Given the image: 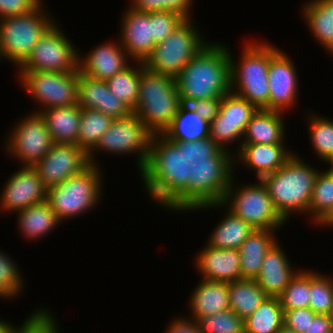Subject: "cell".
<instances>
[{
    "label": "cell",
    "instance_id": "obj_1",
    "mask_svg": "<svg viewBox=\"0 0 333 333\" xmlns=\"http://www.w3.org/2000/svg\"><path fill=\"white\" fill-rule=\"evenodd\" d=\"M136 157L141 182L151 202L164 201L178 183L162 168L157 153V138L135 113L114 119L101 136L94 149L88 154L89 163H97L96 154ZM96 153V154H95Z\"/></svg>",
    "mask_w": 333,
    "mask_h": 333
},
{
    "label": "cell",
    "instance_id": "obj_2",
    "mask_svg": "<svg viewBox=\"0 0 333 333\" xmlns=\"http://www.w3.org/2000/svg\"><path fill=\"white\" fill-rule=\"evenodd\" d=\"M209 133L210 122L181 104L157 138L161 166L178 184L199 181L209 172Z\"/></svg>",
    "mask_w": 333,
    "mask_h": 333
},
{
    "label": "cell",
    "instance_id": "obj_3",
    "mask_svg": "<svg viewBox=\"0 0 333 333\" xmlns=\"http://www.w3.org/2000/svg\"><path fill=\"white\" fill-rule=\"evenodd\" d=\"M235 175L221 166L207 172L199 182L225 208L254 229H282L287 221L275 209L263 182L258 179L253 183L243 182L240 185Z\"/></svg>",
    "mask_w": 333,
    "mask_h": 333
},
{
    "label": "cell",
    "instance_id": "obj_4",
    "mask_svg": "<svg viewBox=\"0 0 333 333\" xmlns=\"http://www.w3.org/2000/svg\"><path fill=\"white\" fill-rule=\"evenodd\" d=\"M155 204L164 207L163 210L178 213L224 208V216L206 240V244L213 248L239 249L255 230L249 223L225 208L199 181L178 184L164 201Z\"/></svg>",
    "mask_w": 333,
    "mask_h": 333
},
{
    "label": "cell",
    "instance_id": "obj_5",
    "mask_svg": "<svg viewBox=\"0 0 333 333\" xmlns=\"http://www.w3.org/2000/svg\"><path fill=\"white\" fill-rule=\"evenodd\" d=\"M175 79L182 104L222 98L231 91L229 47L225 42L209 40Z\"/></svg>",
    "mask_w": 333,
    "mask_h": 333
},
{
    "label": "cell",
    "instance_id": "obj_6",
    "mask_svg": "<svg viewBox=\"0 0 333 333\" xmlns=\"http://www.w3.org/2000/svg\"><path fill=\"white\" fill-rule=\"evenodd\" d=\"M319 169L295 153L274 173L260 180L266 186L275 209L287 221L300 214L308 216L309 204Z\"/></svg>",
    "mask_w": 333,
    "mask_h": 333
},
{
    "label": "cell",
    "instance_id": "obj_7",
    "mask_svg": "<svg viewBox=\"0 0 333 333\" xmlns=\"http://www.w3.org/2000/svg\"><path fill=\"white\" fill-rule=\"evenodd\" d=\"M238 61L229 47L230 90L258 109L269 110V42L245 41Z\"/></svg>",
    "mask_w": 333,
    "mask_h": 333
},
{
    "label": "cell",
    "instance_id": "obj_8",
    "mask_svg": "<svg viewBox=\"0 0 333 333\" xmlns=\"http://www.w3.org/2000/svg\"><path fill=\"white\" fill-rule=\"evenodd\" d=\"M257 110L254 104L231 91L222 97L217 116L210 122L209 171L229 161L233 156L231 144H238L234 149H240L247 124Z\"/></svg>",
    "mask_w": 333,
    "mask_h": 333
},
{
    "label": "cell",
    "instance_id": "obj_9",
    "mask_svg": "<svg viewBox=\"0 0 333 333\" xmlns=\"http://www.w3.org/2000/svg\"><path fill=\"white\" fill-rule=\"evenodd\" d=\"M176 79L142 66L140 90L135 113L158 138L170 125L181 105Z\"/></svg>",
    "mask_w": 333,
    "mask_h": 333
},
{
    "label": "cell",
    "instance_id": "obj_10",
    "mask_svg": "<svg viewBox=\"0 0 333 333\" xmlns=\"http://www.w3.org/2000/svg\"><path fill=\"white\" fill-rule=\"evenodd\" d=\"M101 169L100 165L90 164L79 174L47 189L46 202L61 222L97 208L105 189Z\"/></svg>",
    "mask_w": 333,
    "mask_h": 333
},
{
    "label": "cell",
    "instance_id": "obj_11",
    "mask_svg": "<svg viewBox=\"0 0 333 333\" xmlns=\"http://www.w3.org/2000/svg\"><path fill=\"white\" fill-rule=\"evenodd\" d=\"M44 5L42 2L28 14L0 19V58L14 64L16 70L27 60L41 36L56 21Z\"/></svg>",
    "mask_w": 333,
    "mask_h": 333
},
{
    "label": "cell",
    "instance_id": "obj_12",
    "mask_svg": "<svg viewBox=\"0 0 333 333\" xmlns=\"http://www.w3.org/2000/svg\"><path fill=\"white\" fill-rule=\"evenodd\" d=\"M193 18L185 19L172 33L157 43L144 65L152 72L176 78L188 62L209 42Z\"/></svg>",
    "mask_w": 333,
    "mask_h": 333
},
{
    "label": "cell",
    "instance_id": "obj_13",
    "mask_svg": "<svg viewBox=\"0 0 333 333\" xmlns=\"http://www.w3.org/2000/svg\"><path fill=\"white\" fill-rule=\"evenodd\" d=\"M23 90L40 112L52 107H66L78 103L79 70L75 72L17 71ZM38 103V104H37Z\"/></svg>",
    "mask_w": 333,
    "mask_h": 333
},
{
    "label": "cell",
    "instance_id": "obj_14",
    "mask_svg": "<svg viewBox=\"0 0 333 333\" xmlns=\"http://www.w3.org/2000/svg\"><path fill=\"white\" fill-rule=\"evenodd\" d=\"M57 21L41 36L31 55L16 71H78L79 48Z\"/></svg>",
    "mask_w": 333,
    "mask_h": 333
},
{
    "label": "cell",
    "instance_id": "obj_15",
    "mask_svg": "<svg viewBox=\"0 0 333 333\" xmlns=\"http://www.w3.org/2000/svg\"><path fill=\"white\" fill-rule=\"evenodd\" d=\"M30 113L13 124L3 146L7 157L17 160L21 166H34L54 144L40 113Z\"/></svg>",
    "mask_w": 333,
    "mask_h": 333
},
{
    "label": "cell",
    "instance_id": "obj_16",
    "mask_svg": "<svg viewBox=\"0 0 333 333\" xmlns=\"http://www.w3.org/2000/svg\"><path fill=\"white\" fill-rule=\"evenodd\" d=\"M269 42V110L291 111L299 99L297 67L290 56Z\"/></svg>",
    "mask_w": 333,
    "mask_h": 333
},
{
    "label": "cell",
    "instance_id": "obj_17",
    "mask_svg": "<svg viewBox=\"0 0 333 333\" xmlns=\"http://www.w3.org/2000/svg\"><path fill=\"white\" fill-rule=\"evenodd\" d=\"M20 167L8 176L1 190L0 211L9 215L42 203L47 198V188L37 170L33 166Z\"/></svg>",
    "mask_w": 333,
    "mask_h": 333
},
{
    "label": "cell",
    "instance_id": "obj_18",
    "mask_svg": "<svg viewBox=\"0 0 333 333\" xmlns=\"http://www.w3.org/2000/svg\"><path fill=\"white\" fill-rule=\"evenodd\" d=\"M90 165L88 154L76 144H53L33 167L47 189L61 184Z\"/></svg>",
    "mask_w": 333,
    "mask_h": 333
},
{
    "label": "cell",
    "instance_id": "obj_19",
    "mask_svg": "<svg viewBox=\"0 0 333 333\" xmlns=\"http://www.w3.org/2000/svg\"><path fill=\"white\" fill-rule=\"evenodd\" d=\"M286 148L285 143L241 144L238 151L232 150L233 156L224 166L232 173H235L240 165L245 166L244 168L254 172L255 177L260 180L263 176L277 171L295 154L294 150Z\"/></svg>",
    "mask_w": 333,
    "mask_h": 333
},
{
    "label": "cell",
    "instance_id": "obj_20",
    "mask_svg": "<svg viewBox=\"0 0 333 333\" xmlns=\"http://www.w3.org/2000/svg\"><path fill=\"white\" fill-rule=\"evenodd\" d=\"M121 18L119 42L133 61L145 62L156 45L152 36L150 12L133 10L127 6Z\"/></svg>",
    "mask_w": 333,
    "mask_h": 333
},
{
    "label": "cell",
    "instance_id": "obj_21",
    "mask_svg": "<svg viewBox=\"0 0 333 333\" xmlns=\"http://www.w3.org/2000/svg\"><path fill=\"white\" fill-rule=\"evenodd\" d=\"M130 61L133 60L117 38L94 46L84 55L79 50L78 70L90 78L106 81L127 68Z\"/></svg>",
    "mask_w": 333,
    "mask_h": 333
},
{
    "label": "cell",
    "instance_id": "obj_22",
    "mask_svg": "<svg viewBox=\"0 0 333 333\" xmlns=\"http://www.w3.org/2000/svg\"><path fill=\"white\" fill-rule=\"evenodd\" d=\"M196 253L193 261L201 279L228 283L241 279L238 249H218L205 244Z\"/></svg>",
    "mask_w": 333,
    "mask_h": 333
},
{
    "label": "cell",
    "instance_id": "obj_23",
    "mask_svg": "<svg viewBox=\"0 0 333 333\" xmlns=\"http://www.w3.org/2000/svg\"><path fill=\"white\" fill-rule=\"evenodd\" d=\"M277 241L266 253L255 281L268 297H279L302 268H293L286 251Z\"/></svg>",
    "mask_w": 333,
    "mask_h": 333
},
{
    "label": "cell",
    "instance_id": "obj_24",
    "mask_svg": "<svg viewBox=\"0 0 333 333\" xmlns=\"http://www.w3.org/2000/svg\"><path fill=\"white\" fill-rule=\"evenodd\" d=\"M192 291L187 304L192 319L230 309L228 282L201 279Z\"/></svg>",
    "mask_w": 333,
    "mask_h": 333
},
{
    "label": "cell",
    "instance_id": "obj_25",
    "mask_svg": "<svg viewBox=\"0 0 333 333\" xmlns=\"http://www.w3.org/2000/svg\"><path fill=\"white\" fill-rule=\"evenodd\" d=\"M284 116L279 111L258 109L247 124L242 144L285 143L287 132Z\"/></svg>",
    "mask_w": 333,
    "mask_h": 333
},
{
    "label": "cell",
    "instance_id": "obj_26",
    "mask_svg": "<svg viewBox=\"0 0 333 333\" xmlns=\"http://www.w3.org/2000/svg\"><path fill=\"white\" fill-rule=\"evenodd\" d=\"M276 231L255 229L239 247L241 279L255 280L259 275L266 253L279 240Z\"/></svg>",
    "mask_w": 333,
    "mask_h": 333
},
{
    "label": "cell",
    "instance_id": "obj_27",
    "mask_svg": "<svg viewBox=\"0 0 333 333\" xmlns=\"http://www.w3.org/2000/svg\"><path fill=\"white\" fill-rule=\"evenodd\" d=\"M307 2V3H306ZM304 22L311 36L329 55L333 54V0H306L302 5Z\"/></svg>",
    "mask_w": 333,
    "mask_h": 333
},
{
    "label": "cell",
    "instance_id": "obj_28",
    "mask_svg": "<svg viewBox=\"0 0 333 333\" xmlns=\"http://www.w3.org/2000/svg\"><path fill=\"white\" fill-rule=\"evenodd\" d=\"M55 144H76L82 109L78 105L52 107L39 112Z\"/></svg>",
    "mask_w": 333,
    "mask_h": 333
},
{
    "label": "cell",
    "instance_id": "obj_29",
    "mask_svg": "<svg viewBox=\"0 0 333 333\" xmlns=\"http://www.w3.org/2000/svg\"><path fill=\"white\" fill-rule=\"evenodd\" d=\"M15 214L19 234H22V239L26 238L28 241L41 240L62 224L46 201L31 205Z\"/></svg>",
    "mask_w": 333,
    "mask_h": 333
},
{
    "label": "cell",
    "instance_id": "obj_30",
    "mask_svg": "<svg viewBox=\"0 0 333 333\" xmlns=\"http://www.w3.org/2000/svg\"><path fill=\"white\" fill-rule=\"evenodd\" d=\"M267 297L253 279L229 282L230 309L243 320L249 317Z\"/></svg>",
    "mask_w": 333,
    "mask_h": 333
},
{
    "label": "cell",
    "instance_id": "obj_31",
    "mask_svg": "<svg viewBox=\"0 0 333 333\" xmlns=\"http://www.w3.org/2000/svg\"><path fill=\"white\" fill-rule=\"evenodd\" d=\"M307 112L305 120L308 123V135H310L308 139H310L313 154L317 155L320 162L333 166V120L319 113H312L313 110Z\"/></svg>",
    "mask_w": 333,
    "mask_h": 333
},
{
    "label": "cell",
    "instance_id": "obj_32",
    "mask_svg": "<svg viewBox=\"0 0 333 333\" xmlns=\"http://www.w3.org/2000/svg\"><path fill=\"white\" fill-rule=\"evenodd\" d=\"M321 169L315 179L308 217L315 226H319L333 211V166Z\"/></svg>",
    "mask_w": 333,
    "mask_h": 333
},
{
    "label": "cell",
    "instance_id": "obj_33",
    "mask_svg": "<svg viewBox=\"0 0 333 333\" xmlns=\"http://www.w3.org/2000/svg\"><path fill=\"white\" fill-rule=\"evenodd\" d=\"M284 326V310L278 297H267L244 319L245 333H277Z\"/></svg>",
    "mask_w": 333,
    "mask_h": 333
},
{
    "label": "cell",
    "instance_id": "obj_34",
    "mask_svg": "<svg viewBox=\"0 0 333 333\" xmlns=\"http://www.w3.org/2000/svg\"><path fill=\"white\" fill-rule=\"evenodd\" d=\"M143 65L144 62L132 61L127 68L106 80L110 92L132 112L135 110L139 99L140 76Z\"/></svg>",
    "mask_w": 333,
    "mask_h": 333
},
{
    "label": "cell",
    "instance_id": "obj_35",
    "mask_svg": "<svg viewBox=\"0 0 333 333\" xmlns=\"http://www.w3.org/2000/svg\"><path fill=\"white\" fill-rule=\"evenodd\" d=\"M114 119L94 109H82L78 146L89 154Z\"/></svg>",
    "mask_w": 333,
    "mask_h": 333
},
{
    "label": "cell",
    "instance_id": "obj_36",
    "mask_svg": "<svg viewBox=\"0 0 333 333\" xmlns=\"http://www.w3.org/2000/svg\"><path fill=\"white\" fill-rule=\"evenodd\" d=\"M4 250H0V300H13L24 291L25 277L18 263ZM16 262V263H15Z\"/></svg>",
    "mask_w": 333,
    "mask_h": 333
},
{
    "label": "cell",
    "instance_id": "obj_37",
    "mask_svg": "<svg viewBox=\"0 0 333 333\" xmlns=\"http://www.w3.org/2000/svg\"><path fill=\"white\" fill-rule=\"evenodd\" d=\"M310 269V304L316 314L330 315L333 308V277ZM320 272V273H319Z\"/></svg>",
    "mask_w": 333,
    "mask_h": 333
},
{
    "label": "cell",
    "instance_id": "obj_38",
    "mask_svg": "<svg viewBox=\"0 0 333 333\" xmlns=\"http://www.w3.org/2000/svg\"><path fill=\"white\" fill-rule=\"evenodd\" d=\"M278 298L283 310L309 308L310 269H301Z\"/></svg>",
    "mask_w": 333,
    "mask_h": 333
},
{
    "label": "cell",
    "instance_id": "obj_39",
    "mask_svg": "<svg viewBox=\"0 0 333 333\" xmlns=\"http://www.w3.org/2000/svg\"><path fill=\"white\" fill-rule=\"evenodd\" d=\"M197 322L201 333H245L244 320L231 309L200 317Z\"/></svg>",
    "mask_w": 333,
    "mask_h": 333
},
{
    "label": "cell",
    "instance_id": "obj_40",
    "mask_svg": "<svg viewBox=\"0 0 333 333\" xmlns=\"http://www.w3.org/2000/svg\"><path fill=\"white\" fill-rule=\"evenodd\" d=\"M34 310L36 311L30 313L20 326L15 324L11 333H61L60 325H58L59 321L55 316L56 312L52 314V309L50 311L46 307L43 308V306Z\"/></svg>",
    "mask_w": 333,
    "mask_h": 333
},
{
    "label": "cell",
    "instance_id": "obj_41",
    "mask_svg": "<svg viewBox=\"0 0 333 333\" xmlns=\"http://www.w3.org/2000/svg\"><path fill=\"white\" fill-rule=\"evenodd\" d=\"M103 80L90 78L79 72L78 103L81 109H96L101 105Z\"/></svg>",
    "mask_w": 333,
    "mask_h": 333
},
{
    "label": "cell",
    "instance_id": "obj_42",
    "mask_svg": "<svg viewBox=\"0 0 333 333\" xmlns=\"http://www.w3.org/2000/svg\"><path fill=\"white\" fill-rule=\"evenodd\" d=\"M153 41L157 44L164 41L185 18L176 12L163 10L150 12Z\"/></svg>",
    "mask_w": 333,
    "mask_h": 333
},
{
    "label": "cell",
    "instance_id": "obj_43",
    "mask_svg": "<svg viewBox=\"0 0 333 333\" xmlns=\"http://www.w3.org/2000/svg\"><path fill=\"white\" fill-rule=\"evenodd\" d=\"M95 110L109 115L113 119L124 118L132 113V111L121 100L116 98V96L110 92L105 80H103L101 105H99Z\"/></svg>",
    "mask_w": 333,
    "mask_h": 333
},
{
    "label": "cell",
    "instance_id": "obj_44",
    "mask_svg": "<svg viewBox=\"0 0 333 333\" xmlns=\"http://www.w3.org/2000/svg\"><path fill=\"white\" fill-rule=\"evenodd\" d=\"M316 313L310 308L284 310V326L296 333H304Z\"/></svg>",
    "mask_w": 333,
    "mask_h": 333
},
{
    "label": "cell",
    "instance_id": "obj_45",
    "mask_svg": "<svg viewBox=\"0 0 333 333\" xmlns=\"http://www.w3.org/2000/svg\"><path fill=\"white\" fill-rule=\"evenodd\" d=\"M43 0H0V19L33 12Z\"/></svg>",
    "mask_w": 333,
    "mask_h": 333
},
{
    "label": "cell",
    "instance_id": "obj_46",
    "mask_svg": "<svg viewBox=\"0 0 333 333\" xmlns=\"http://www.w3.org/2000/svg\"><path fill=\"white\" fill-rule=\"evenodd\" d=\"M221 99L222 98L196 99L192 100L187 105L200 117L211 122L217 116Z\"/></svg>",
    "mask_w": 333,
    "mask_h": 333
},
{
    "label": "cell",
    "instance_id": "obj_47",
    "mask_svg": "<svg viewBox=\"0 0 333 333\" xmlns=\"http://www.w3.org/2000/svg\"><path fill=\"white\" fill-rule=\"evenodd\" d=\"M164 333H201L196 319L189 316L172 317Z\"/></svg>",
    "mask_w": 333,
    "mask_h": 333
},
{
    "label": "cell",
    "instance_id": "obj_48",
    "mask_svg": "<svg viewBox=\"0 0 333 333\" xmlns=\"http://www.w3.org/2000/svg\"><path fill=\"white\" fill-rule=\"evenodd\" d=\"M194 0H158V11L169 10L178 13L185 19L192 18ZM192 7V8H191Z\"/></svg>",
    "mask_w": 333,
    "mask_h": 333
},
{
    "label": "cell",
    "instance_id": "obj_49",
    "mask_svg": "<svg viewBox=\"0 0 333 333\" xmlns=\"http://www.w3.org/2000/svg\"><path fill=\"white\" fill-rule=\"evenodd\" d=\"M304 333H333V320L328 314H316L310 320L307 331Z\"/></svg>",
    "mask_w": 333,
    "mask_h": 333
},
{
    "label": "cell",
    "instance_id": "obj_50",
    "mask_svg": "<svg viewBox=\"0 0 333 333\" xmlns=\"http://www.w3.org/2000/svg\"><path fill=\"white\" fill-rule=\"evenodd\" d=\"M128 7L142 12L158 11V0H131Z\"/></svg>",
    "mask_w": 333,
    "mask_h": 333
},
{
    "label": "cell",
    "instance_id": "obj_51",
    "mask_svg": "<svg viewBox=\"0 0 333 333\" xmlns=\"http://www.w3.org/2000/svg\"><path fill=\"white\" fill-rule=\"evenodd\" d=\"M3 319V320H2ZM0 318V333H11L15 327L12 322Z\"/></svg>",
    "mask_w": 333,
    "mask_h": 333
},
{
    "label": "cell",
    "instance_id": "obj_52",
    "mask_svg": "<svg viewBox=\"0 0 333 333\" xmlns=\"http://www.w3.org/2000/svg\"><path fill=\"white\" fill-rule=\"evenodd\" d=\"M319 227H332L333 228V211L331 214L319 225Z\"/></svg>",
    "mask_w": 333,
    "mask_h": 333
},
{
    "label": "cell",
    "instance_id": "obj_53",
    "mask_svg": "<svg viewBox=\"0 0 333 333\" xmlns=\"http://www.w3.org/2000/svg\"><path fill=\"white\" fill-rule=\"evenodd\" d=\"M277 333H296V332L283 326Z\"/></svg>",
    "mask_w": 333,
    "mask_h": 333
},
{
    "label": "cell",
    "instance_id": "obj_54",
    "mask_svg": "<svg viewBox=\"0 0 333 333\" xmlns=\"http://www.w3.org/2000/svg\"><path fill=\"white\" fill-rule=\"evenodd\" d=\"M330 316H331V319L333 320V308H332V311L330 313Z\"/></svg>",
    "mask_w": 333,
    "mask_h": 333
}]
</instances>
